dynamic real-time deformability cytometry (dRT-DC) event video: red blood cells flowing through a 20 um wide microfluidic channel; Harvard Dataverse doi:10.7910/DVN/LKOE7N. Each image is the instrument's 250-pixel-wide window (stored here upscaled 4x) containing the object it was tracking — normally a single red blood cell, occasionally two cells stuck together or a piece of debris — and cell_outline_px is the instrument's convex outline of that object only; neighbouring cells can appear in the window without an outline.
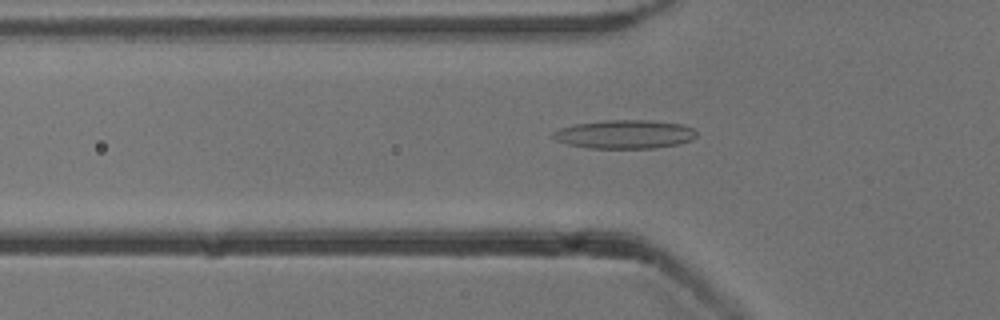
{"species": "common noctule bat (a hibernating species)", "species_latin": "Nyctalus noctula", "temperature_condition": "cold", "stored_images_in_passage": 18, "camera_frame_rate_fps": 3000, "um_per_image_px": 0.085, "animal": {"sex": "male", "body_mass_g": 13.3}, "frame": {"image": 1, "passage_image": 18, "time_ms": 5.667, "image_size_px": [1000, 320], "cell_outline_px": [[696, 136], [692, 140], [680, 144], [652, 148], [588, 148], [568, 144], [556, 140], [552, 136], [552, 132], [560, 128], [576, 124], [604, 120], [652, 120], [684, 124], [692, 128], [696, 132]], "centroid_in_image_um": [53.13, 11.41], "position_along_channel_um": 72.7, "area_um2": 24.04}}